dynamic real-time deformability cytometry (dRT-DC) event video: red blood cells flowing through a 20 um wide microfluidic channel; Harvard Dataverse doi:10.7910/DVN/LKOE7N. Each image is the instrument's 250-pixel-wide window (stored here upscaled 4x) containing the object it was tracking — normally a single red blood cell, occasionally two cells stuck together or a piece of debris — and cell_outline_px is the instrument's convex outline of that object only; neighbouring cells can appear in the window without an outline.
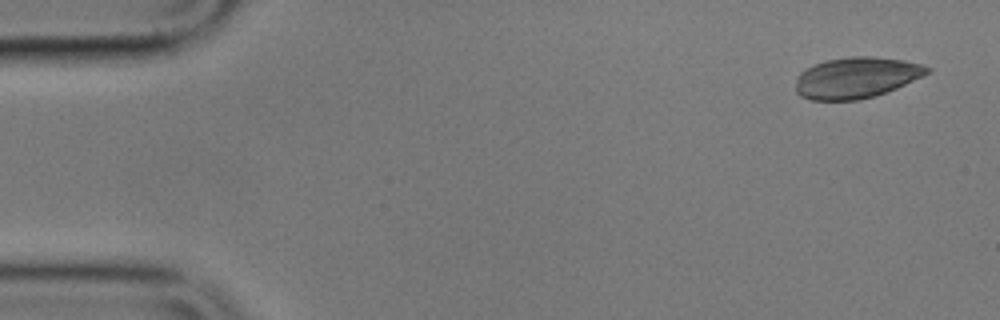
{"species": "common noctule bat (a hibernating species)", "species_latin": "Nyctalus noctula", "temperature_condition": "cold", "stored_images_in_passage": 7, "camera_frame_rate_fps": 3000, "um_per_image_px": 0.085, "animal": {"sex": "male", "body_mass_g": 17.9}, "frame": {"image": 1, "passage_image": 1, "time_ms": 0.0, "image_size_px": [1000, 320], "cell_outline_px": [[932, 72], [924, 76], [896, 88], [872, 96], [856, 100], [812, 100], [800, 96], [796, 92], [796, 76], [800, 72], [816, 64], [828, 60], [852, 56], [872, 56], [904, 60], [920, 64], [932, 68]], "centroid_in_image_um": [72.8, 6.6], "position_along_channel_um": 12.2, "area_um2": 31.33}}
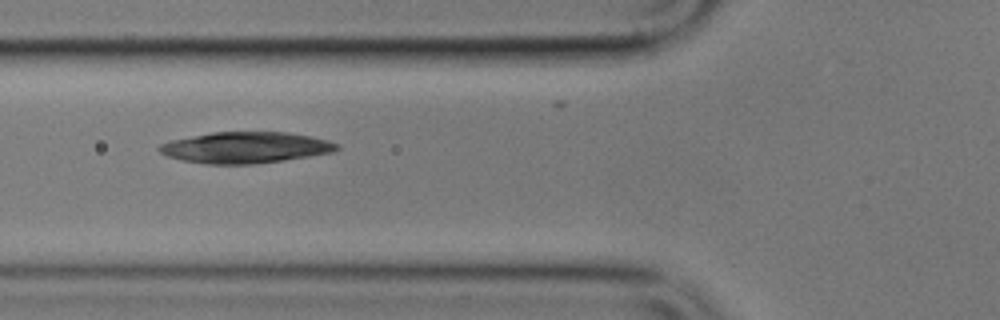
{"frame": {"image": 2, "passage_image": 6, "time_ms": 6.0, "image_size_px": [1000, 320], "cell_outline_px": [[340, 148], [332, 152], [284, 160], [252, 164], [208, 164], [184, 160], [168, 156], [160, 152], [156, 148], [160, 144], [172, 140], [212, 132], [288, 132], [328, 140], [340, 144]], "centroid_in_image_um": [20.88, 12.53], "position_along_channel_um": 104.9, "area_um2": 32.02}}
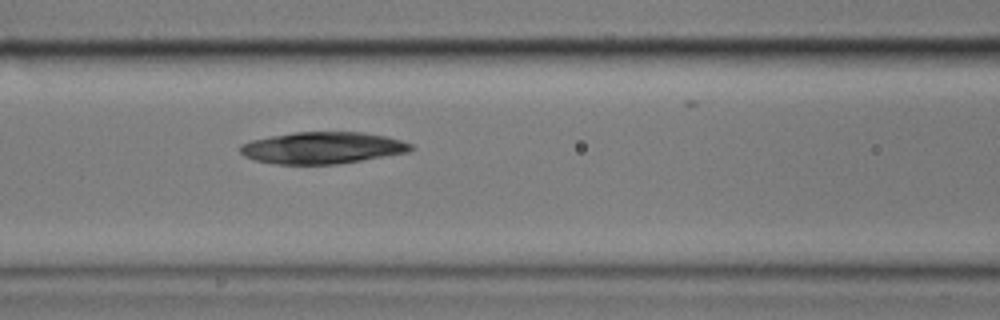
{"frame": {"image": 3, "passage_image": 7, "time_ms": 7.0, "image_size_px": [1000, 320], "cell_outline_px": [[416, 148], [408, 152], [336, 164], [276, 164], [256, 160], [244, 156], [240, 152], [240, 144], [252, 140], [272, 136], [296, 132], [364, 132], [384, 136], [400, 140], [412, 144]], "centroid_in_image_um": [27.41, 12.56], "position_along_channel_um": 139.2, "area_um2": 31.33}}